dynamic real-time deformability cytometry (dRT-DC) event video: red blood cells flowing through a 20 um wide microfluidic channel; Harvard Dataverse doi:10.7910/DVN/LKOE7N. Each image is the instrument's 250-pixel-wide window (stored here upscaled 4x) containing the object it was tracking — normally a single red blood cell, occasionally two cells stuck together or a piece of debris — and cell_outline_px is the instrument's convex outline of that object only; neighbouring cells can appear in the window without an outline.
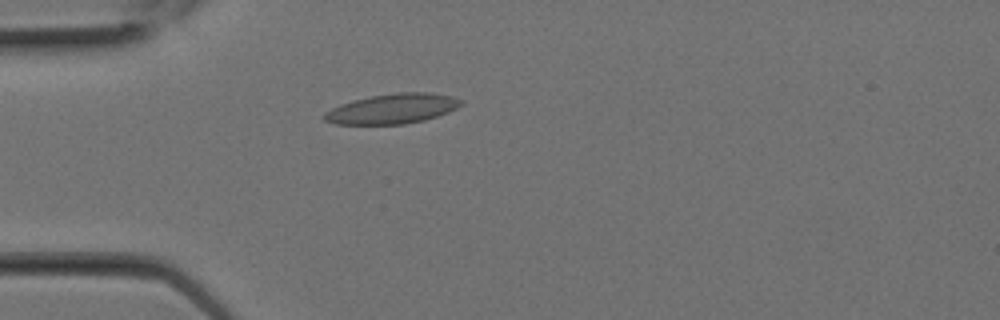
{"species": "Egyptian fruit bat (a non-hibernating species)", "species_latin": "Rousettus aegyptiacus", "temperature_condition": "room temperature", "stored_images_in_passage": 9, "camera_frame_rate_fps": 3000, "um_per_image_px": 0.085, "animal": {"sex": "female"}, "frame": {"image": 1, "passage_image": 7, "time_ms": 2.0, "image_size_px": [1000, 320], "cell_outline_px": [[464, 104], [448, 112], [424, 120], [404, 124], [336, 124], [324, 120], [324, 112], [340, 104], [352, 100], [372, 96], [396, 92], [428, 92], [452, 96], [464, 100]], "centroid_in_image_um": [33.38, 9.23], "position_along_channel_um": 51.6, "area_um2": 23.87}}
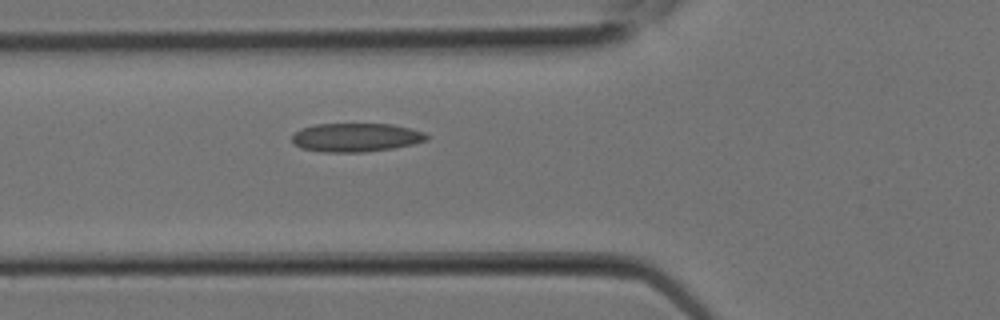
{"frame": {"image": 2, "passage_image": 9, "time_ms": 2.667, "image_size_px": [1000, 320], "cell_outline_px": [[428, 140], [412, 144], [392, 148], [364, 152], [324, 152], [300, 148], [292, 140], [292, 132], [300, 128], [316, 124], [392, 124], [424, 132], [428, 136]], "centroid_in_image_um": [30.21, 11.68], "position_along_channel_um": 95.6, "area_um2": 22.48}}